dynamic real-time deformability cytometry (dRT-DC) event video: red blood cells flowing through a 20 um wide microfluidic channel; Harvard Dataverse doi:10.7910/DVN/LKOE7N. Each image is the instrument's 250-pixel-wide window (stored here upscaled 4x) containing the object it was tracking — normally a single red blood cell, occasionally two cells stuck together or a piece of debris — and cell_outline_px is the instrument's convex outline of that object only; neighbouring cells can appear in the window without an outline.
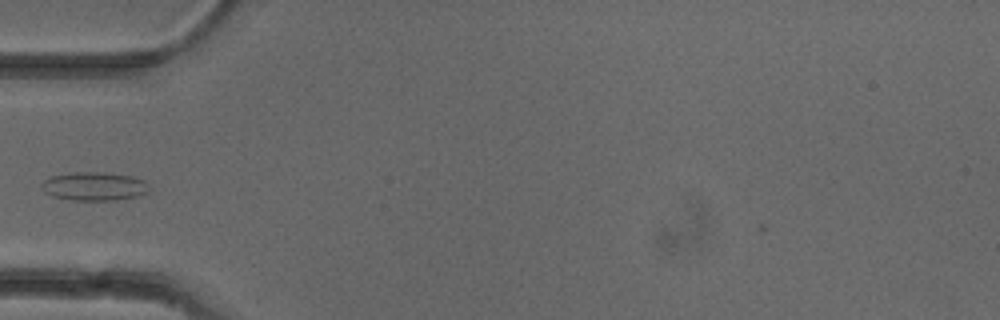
{"species": "common noctule bat (a hibernating species)", "species_latin": "Nyctalus noctula", "temperature_condition": "cold", "stored_images_in_passage": 36, "camera_frame_rate_fps": 3000, "um_per_image_px": 0.085, "animal": {"sex": "female"}, "frame": {"image": 1, "passage_image": 1, "time_ms": 0.0, "image_size_px": [1000, 320], "cell_outline_px": [[152, 188], [148, 192], [140, 196], [116, 200], [68, 200], [52, 196], [44, 192], [40, 184], [48, 176], [68, 172], [104, 172], [132, 176], [144, 180]], "centroid_in_image_um": [8.01, 15.83], "position_along_channel_um": 77.0, "area_um2": 18.38}}
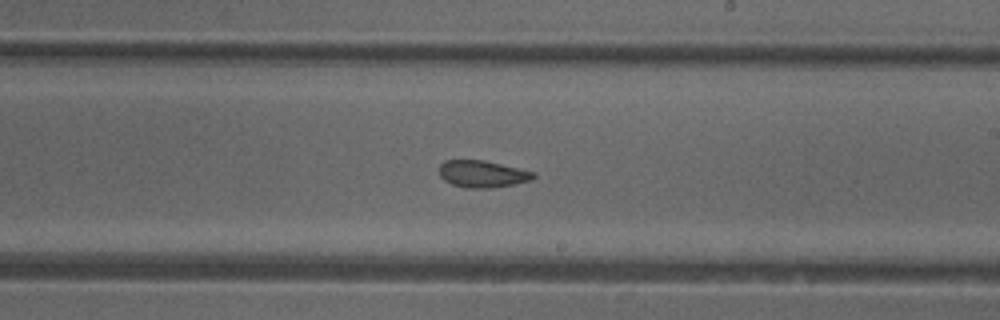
{"frame": {"image": 2, "passage_image": 14, "time_ms": 4.333, "image_size_px": [1000, 320], "cell_outline_px": [[536, 176], [532, 180], [492, 188], [472, 188], [452, 184], [444, 180], [440, 176], [440, 164], [444, 160], [484, 160], [536, 172]], "centroid_in_image_um": [41.02, 14.78], "position_along_channel_um": 248.0, "area_um2": 14.74}}
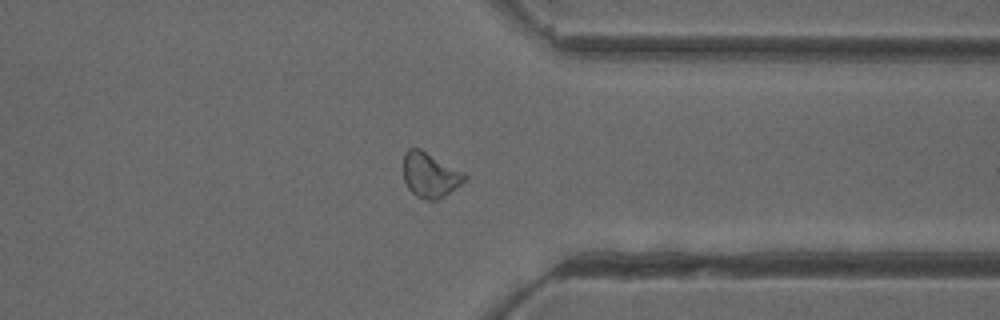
{"frame": {"image": 3, "passage_image": 24, "time_ms": 7.667, "image_size_px": [1000, 320], "cell_outline_px": [[468, 176], [460, 184], [444, 196], [436, 200], [428, 200], [416, 196], [408, 188], [404, 180], [404, 152], [408, 148], [420, 148], [464, 172]], "centroid_in_image_um": [36.54, 14.86], "position_along_channel_um": 374.9, "area_um2": 15.9}}